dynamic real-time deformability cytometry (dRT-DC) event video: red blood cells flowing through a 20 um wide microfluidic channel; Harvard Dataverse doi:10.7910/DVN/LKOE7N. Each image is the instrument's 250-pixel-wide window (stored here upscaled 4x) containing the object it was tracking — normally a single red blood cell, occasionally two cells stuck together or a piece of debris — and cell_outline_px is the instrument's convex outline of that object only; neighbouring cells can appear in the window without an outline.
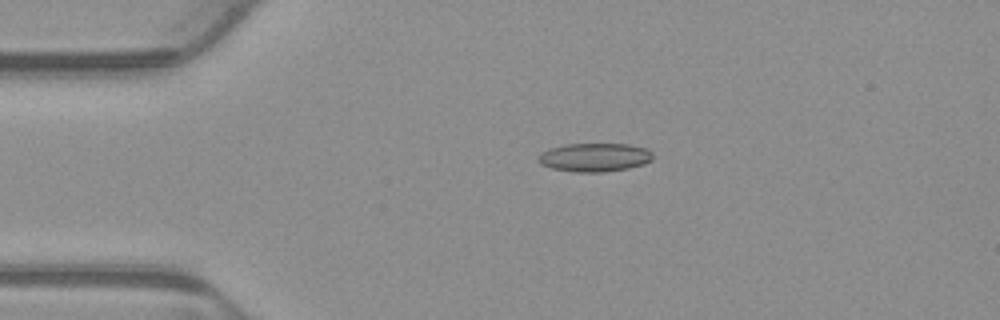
{"species": "common noctule bat (a hibernating species)", "species_latin": "Nyctalus noctula", "temperature_condition": "warm", "stored_images_in_passage": 3, "camera_frame_rate_fps": 3000, "um_per_image_px": 0.085, "animal": {"sex": "male", "body_mass_g": 23.1, "forearm_length_mm": 52.7}, "frame": {"image": 1, "passage_image": 2, "time_ms": 0.333, "image_size_px": [1000, 320], "cell_outline_px": [[652, 160], [644, 164], [628, 168], [604, 172], [572, 172], [552, 168], [540, 164], [536, 160], [536, 156], [540, 152], [548, 148], [564, 144], [628, 144], [644, 148], [652, 152]], "centroid_in_image_um": [50.47, 13.37], "position_along_channel_um": 34.5, "area_um2": 19.31}}